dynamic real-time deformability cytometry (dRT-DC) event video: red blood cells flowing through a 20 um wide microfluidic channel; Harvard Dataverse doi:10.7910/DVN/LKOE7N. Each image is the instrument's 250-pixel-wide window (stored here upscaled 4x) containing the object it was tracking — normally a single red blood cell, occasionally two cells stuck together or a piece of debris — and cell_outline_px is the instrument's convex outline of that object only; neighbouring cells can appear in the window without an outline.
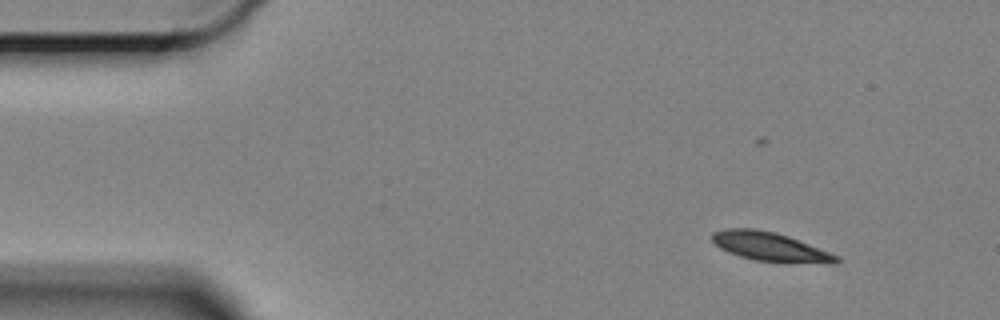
{"species": "Egyptian fruit bat (a non-hibernating species)", "species_latin": "Rousettus aegyptiacus", "temperature_condition": "cold", "stored_images_in_passage": 56, "segment_of_instrument_passage": [1, 2], "camera_frame_rate_fps": 3000, "um_per_image_px": 0.085, "animal": {"sex": "female"}, "frame": {"image": 1, "passage_image": 1, "time_ms": 0.0, "image_size_px": [1000, 320], "cell_outline_px": [[840, 260], [836, 264], [824, 264], [752, 260], [728, 252], [720, 248], [712, 240], [712, 232], [724, 228], [756, 228], [776, 232], [788, 236], [840, 256]], "centroid_in_image_um": [65.48, 20.97], "position_along_channel_um": 19.5, "area_um2": 21.1}}
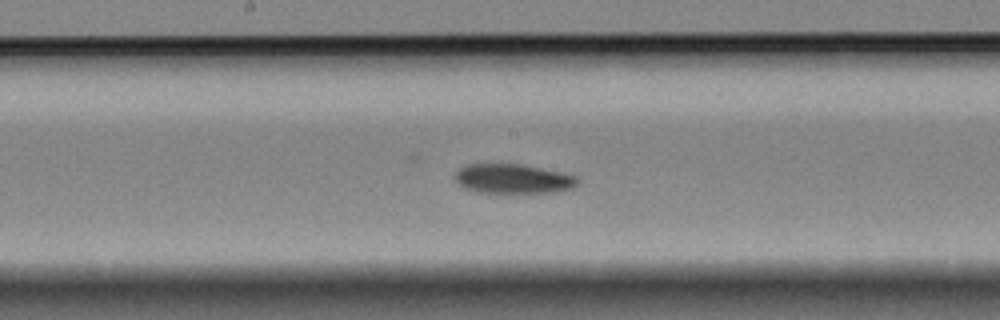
{"frame": {"image": 2, "passage_image": 25, "time_ms": 8.0, "image_size_px": [1000, 320], "cell_outline_px": [[580, 184], [572, 188], [556, 192], [480, 192], [464, 188], [456, 184], [456, 172], [460, 168], [468, 164], [520, 164], [560, 172], [576, 176], [580, 180]], "centroid_in_image_um": [43.63, 15.2], "position_along_channel_um": 204.6, "area_um2": 20.92}}
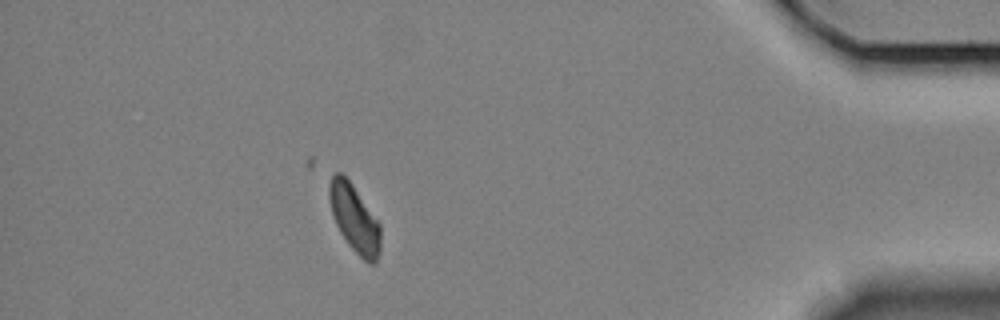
{"frame": {"image": 3, "passage_image": 48, "time_ms": 15.667, "image_size_px": [1000, 320], "cell_outline_px": [[380, 252], [376, 264], [368, 264], [348, 244], [340, 232], [336, 224], [332, 212], [328, 196], [328, 184], [332, 176], [336, 172], [340, 172], [352, 184], [380, 224]], "centroid_in_image_um": [30.13, 18.59], "position_along_channel_um": 405.1, "area_um2": 20.06}}